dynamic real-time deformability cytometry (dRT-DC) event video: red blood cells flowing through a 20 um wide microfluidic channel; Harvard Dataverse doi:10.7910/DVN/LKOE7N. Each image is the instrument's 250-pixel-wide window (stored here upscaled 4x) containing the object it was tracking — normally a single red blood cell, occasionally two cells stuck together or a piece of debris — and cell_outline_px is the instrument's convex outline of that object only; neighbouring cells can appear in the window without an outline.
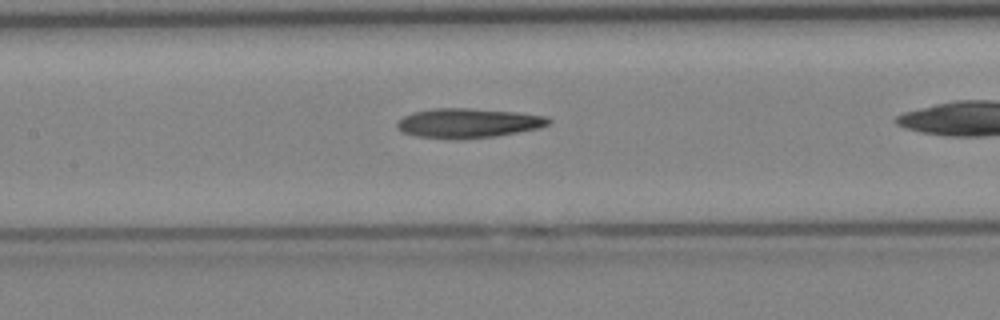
{"species": "Egyptian fruit bat (a non-hibernating species)", "species_latin": "Rousettus aegyptiacus", "temperature_condition": "cold", "stored_images_in_passage": 30, "camera_frame_rate_fps": 3000, "um_per_image_px": 0.085, "animal": {"sex": "female"}, "frame": {"image": 1, "passage_image": 9, "time_ms": 2.667, "image_size_px": [1000, 320], "cell_outline_px": [[552, 120], [548, 124], [540, 128], [496, 136], [460, 140], [416, 136], [404, 132], [396, 128], [396, 124], [404, 116], [412, 112], [436, 108], [468, 108], [516, 112], [544, 116]], "centroid_in_image_um": [39.78, 10.47], "position_along_channel_um": 167.6, "area_um2": 26.07}}